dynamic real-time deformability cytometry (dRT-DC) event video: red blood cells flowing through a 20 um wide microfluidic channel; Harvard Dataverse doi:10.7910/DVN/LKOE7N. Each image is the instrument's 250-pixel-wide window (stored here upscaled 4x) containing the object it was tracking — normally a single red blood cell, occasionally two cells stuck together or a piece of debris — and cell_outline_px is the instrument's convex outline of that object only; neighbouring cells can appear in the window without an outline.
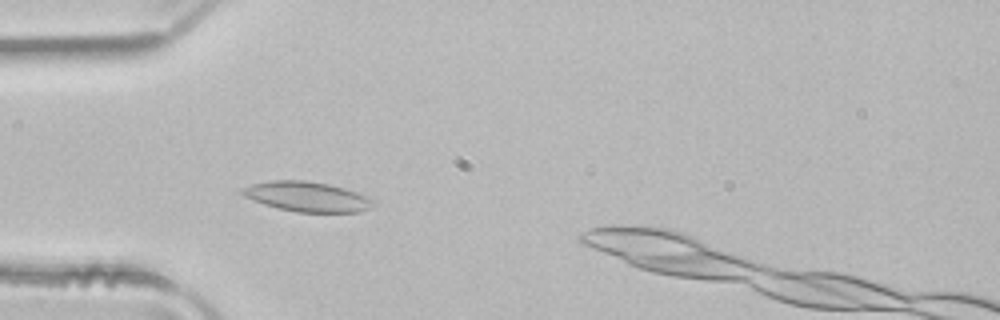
{"species": "common noctule bat (a hibernating species)", "species_latin": "Nyctalus noctula", "temperature_condition": "room temperature", "stored_images_in_passage": 41, "camera_frame_rate_fps": 3000, "um_per_image_px": 0.085, "animal": {"sex": "male", "body_mass_g": 21.5, "forearm_length_mm": 52.0}, "frame": {"image": 1, "passage_image": 9, "time_ms": 2.667, "image_size_px": [1000, 320], "cell_outline_px": [[376, 204], [372, 208], [360, 212], [296, 212], [264, 204], [244, 196], [240, 192], [240, 188], [252, 184], [272, 180], [304, 180], [328, 184], [344, 188], [356, 192], [376, 200]], "centroid_in_image_um": [26.14, 16.72], "position_along_channel_um": 58.9, "area_um2": 22.89}}
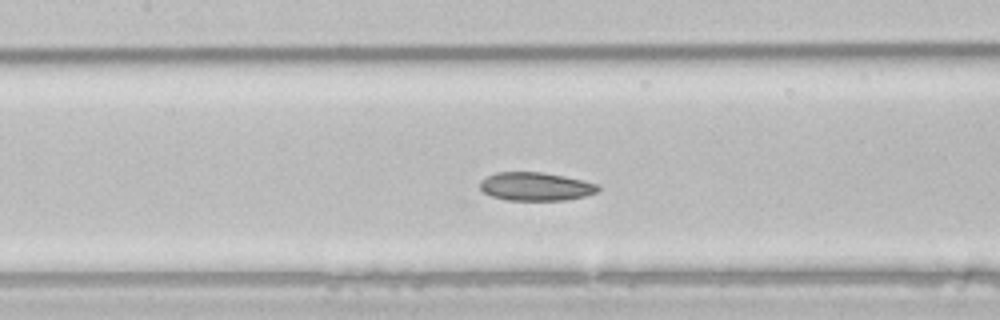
{"frame": {"image": 2, "passage_image": 17, "time_ms": 5.333, "image_size_px": [1000, 320], "cell_outline_px": [[600, 188], [596, 192], [584, 196], [568, 200], [504, 200], [492, 196], [484, 192], [480, 188], [480, 180], [496, 172], [544, 172], [564, 176], [600, 184]], "centroid_in_image_um": [45.54, 15.85], "position_along_channel_um": 161.9, "area_um2": 19.59}}
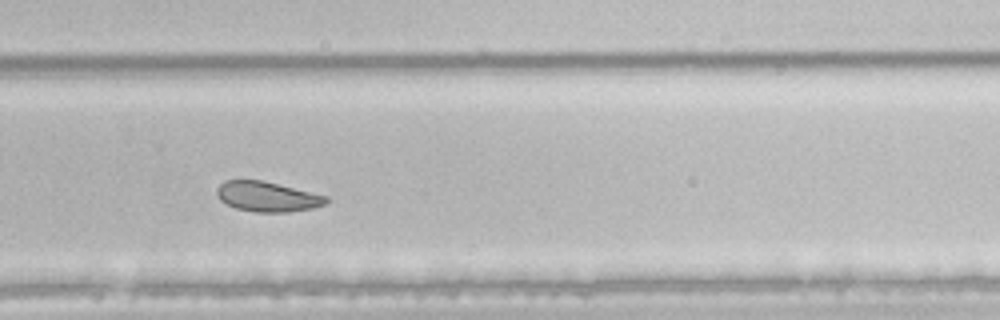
{"frame": {"image": 3, "passage_image": 28, "time_ms": 9.0, "image_size_px": [1000, 320], "cell_outline_px": [[328, 204], [312, 208], [288, 212], [256, 212], [236, 208], [220, 200], [216, 192], [216, 188], [224, 180], [260, 180], [328, 196]], "centroid_in_image_um": [22.73, 16.72], "position_along_channel_um": 307.1, "area_um2": 19.02}, "authors_computed_cell_mechanics": {"area_um2": 20.9814, "velocity_mm_per_s": 3.9778, "shape_relaxation_time_tau1_ms": 7.5677, "shape_relaxation_time_tau2_ms": 6.4048, "deformation_change_tau1": 0.0966, "deformation_change_tau2": 0.1192}}